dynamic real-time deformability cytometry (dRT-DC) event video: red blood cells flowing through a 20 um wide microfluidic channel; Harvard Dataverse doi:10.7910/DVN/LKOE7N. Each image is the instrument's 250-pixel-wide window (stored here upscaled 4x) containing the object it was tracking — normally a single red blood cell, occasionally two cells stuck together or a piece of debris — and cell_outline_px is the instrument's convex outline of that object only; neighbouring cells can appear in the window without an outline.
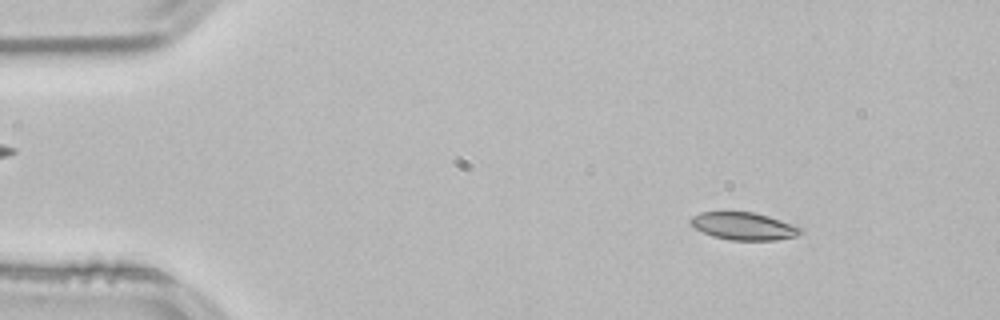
{"species": "common noctule bat (a hibernating species)", "species_latin": "Nyctalus noctula", "temperature_condition": "room temperature", "stored_images_in_passage": 44, "camera_frame_rate_fps": 3000, "um_per_image_px": 0.085, "animal": {"sex": "male", "body_mass_g": 21.5, "forearm_length_mm": 52.0}, "frame": {"image": 1, "passage_image": 6, "time_ms": 1.667, "image_size_px": [1000, 320], "cell_outline_px": [[804, 232], [796, 236], [776, 240], [732, 240], [712, 236], [688, 224], [688, 220], [692, 216], [700, 212], [752, 212], [768, 216], [780, 220], [800, 228]], "centroid_in_image_um": [63.17, 19.22], "position_along_channel_um": 21.8, "area_um2": 17.51}}
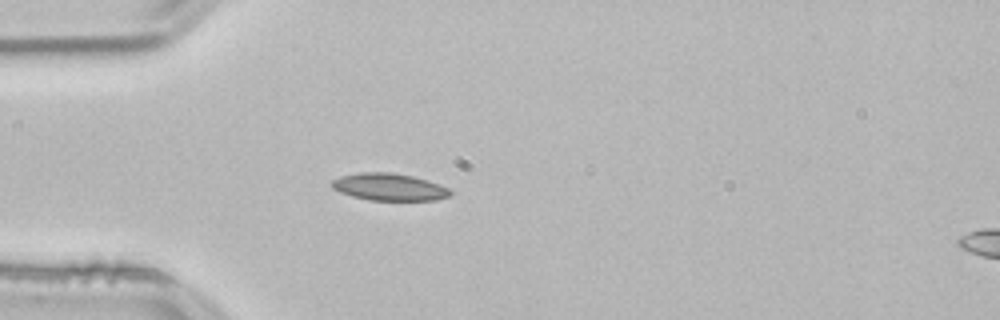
{"frame": {"image": 2, "passage_image": 14, "time_ms": 4.333, "image_size_px": [1000, 320], "cell_outline_px": [[452, 196], [436, 200], [368, 200], [352, 196], [340, 192], [332, 188], [332, 180], [340, 176], [360, 172], [392, 172], [412, 176], [448, 188], [452, 192]], "centroid_in_image_um": [33.06, 15.9], "position_along_channel_um": 51.9, "area_um2": 18.67}}
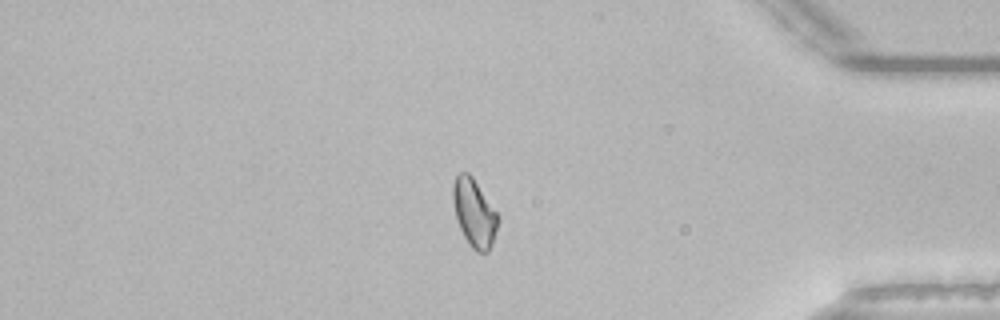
{"frame": {"image": 3, "passage_image": 44, "time_ms": 14.333, "image_size_px": [1000, 320], "cell_outline_px": [[500, 220], [492, 244], [488, 252], [476, 252], [468, 244], [456, 220], [452, 200], [452, 184], [456, 176], [460, 172], [468, 172], [472, 176], [496, 212]], "centroid_in_image_um": [40.29, 18.11], "position_along_channel_um": 394.9, "area_um2": 17.86}, "authors_computed_cell_mechanics": {"area_um2": 17.629, "velocity_mm_per_s": 3.8277, "shape_relaxation_time_tau1_ms": 5.7525, "shape_relaxation_time_tau2_ms": 5.3283, "deformation_change_tau1": 0.1406, "deformation_change_tau2": 0.0905}}